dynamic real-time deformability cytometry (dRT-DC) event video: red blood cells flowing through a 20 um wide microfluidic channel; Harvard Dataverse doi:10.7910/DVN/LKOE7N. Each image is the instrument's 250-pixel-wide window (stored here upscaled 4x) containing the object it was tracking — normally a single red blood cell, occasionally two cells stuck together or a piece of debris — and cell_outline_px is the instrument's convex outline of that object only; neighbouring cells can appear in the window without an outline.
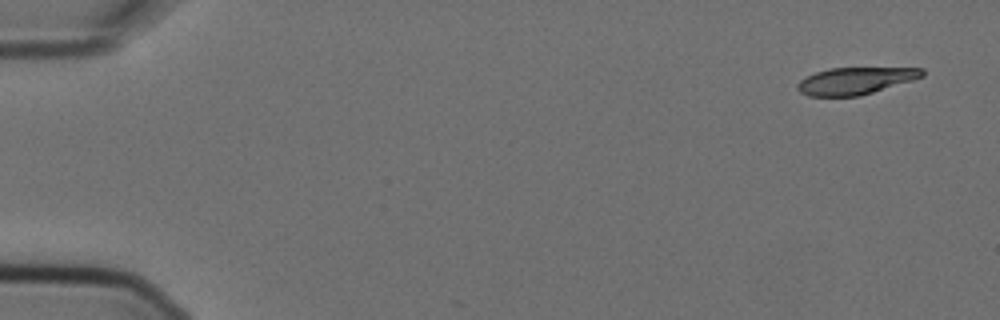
{"species": "Egyptian fruit bat (a non-hibernating species)", "species_latin": "Rousettus aegyptiacus", "temperature_condition": "cold", "stored_images_in_passage": 5, "camera_frame_rate_fps": 3000, "um_per_image_px": 0.085, "animal": {"sex": "female"}, "frame": {"image": 1, "passage_image": 5, "time_ms": 1.333, "image_size_px": [1000, 320], "cell_outline_px": [[924, 76], [912, 80], [860, 96], [808, 96], [800, 92], [796, 88], [796, 84], [800, 80], [816, 72], [828, 68], [924, 68]], "centroid_in_image_um": [72.68, 6.87], "position_along_channel_um": 12.3, "area_um2": 19.54}}